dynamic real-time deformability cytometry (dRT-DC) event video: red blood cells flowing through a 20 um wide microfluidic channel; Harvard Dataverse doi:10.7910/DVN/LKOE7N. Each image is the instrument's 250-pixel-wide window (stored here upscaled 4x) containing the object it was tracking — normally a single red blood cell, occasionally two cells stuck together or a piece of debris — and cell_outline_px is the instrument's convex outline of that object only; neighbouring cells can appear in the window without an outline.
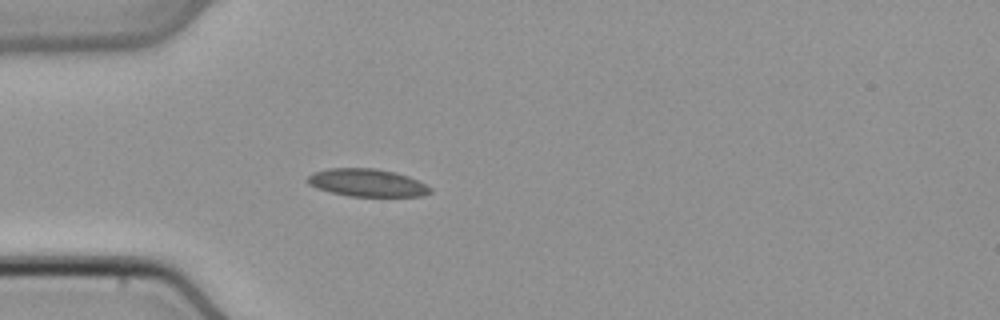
{"species": "common noctule bat (a hibernating species)", "species_latin": "Nyctalus noctula", "temperature_condition": "cold", "stored_images_in_passage": 36, "camera_frame_rate_fps": 3000, "um_per_image_px": 0.085, "animal": {"sex": "male", "body_mass_g": 21.5, "forearm_length_mm": 52.0}, "frame": {"image": 1, "passage_image": 1, "time_ms": 0.0, "image_size_px": [1000, 320], "cell_outline_px": [[432, 192], [420, 196], [348, 196], [316, 188], [308, 184], [308, 176], [312, 172], [328, 168], [372, 168], [392, 172], [408, 176], [432, 188]], "centroid_in_image_um": [31.17, 15.53], "position_along_channel_um": 53.8, "area_um2": 19.59}}
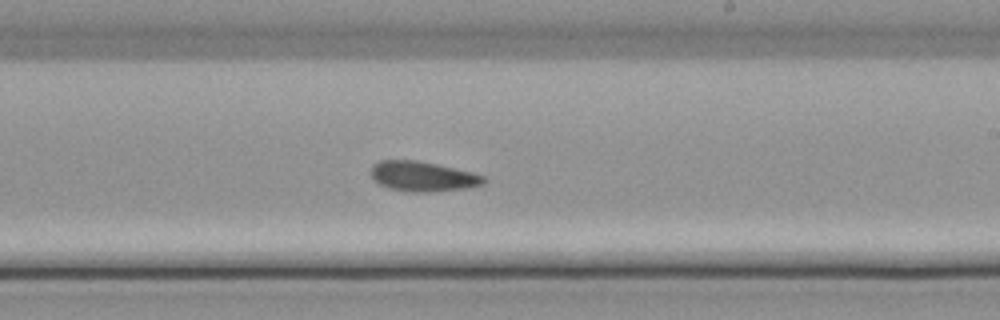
{"frame": {"image": 2, "passage_image": 16, "time_ms": 5.0, "image_size_px": [1000, 320], "cell_outline_px": [[484, 184], [464, 188], [428, 192], [404, 192], [388, 188], [380, 184], [372, 176], [372, 164], [380, 160], [416, 160], [436, 164], [472, 172], [484, 176]], "centroid_in_image_um": [35.91, 14.99], "position_along_channel_um": 253.1, "area_um2": 19.54}}
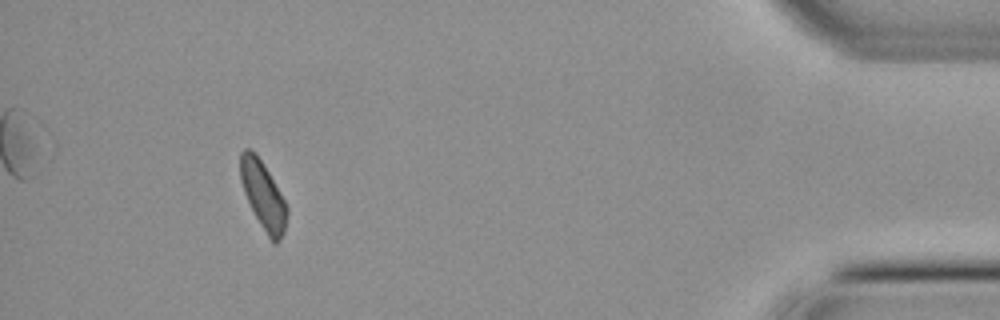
{"frame": {"image": 3, "passage_image": 32, "time_ms": 10.333, "image_size_px": [1000, 320], "cell_outline_px": [[288, 212], [284, 232], [280, 240], [276, 244], [272, 244], [260, 224], [244, 192], [240, 180], [240, 152], [244, 148], [248, 148], [256, 152], [268, 172], [284, 200], [288, 208]], "centroid_in_image_um": [22.36, 16.61], "position_along_channel_um": 412.8, "area_um2": 18.26}}